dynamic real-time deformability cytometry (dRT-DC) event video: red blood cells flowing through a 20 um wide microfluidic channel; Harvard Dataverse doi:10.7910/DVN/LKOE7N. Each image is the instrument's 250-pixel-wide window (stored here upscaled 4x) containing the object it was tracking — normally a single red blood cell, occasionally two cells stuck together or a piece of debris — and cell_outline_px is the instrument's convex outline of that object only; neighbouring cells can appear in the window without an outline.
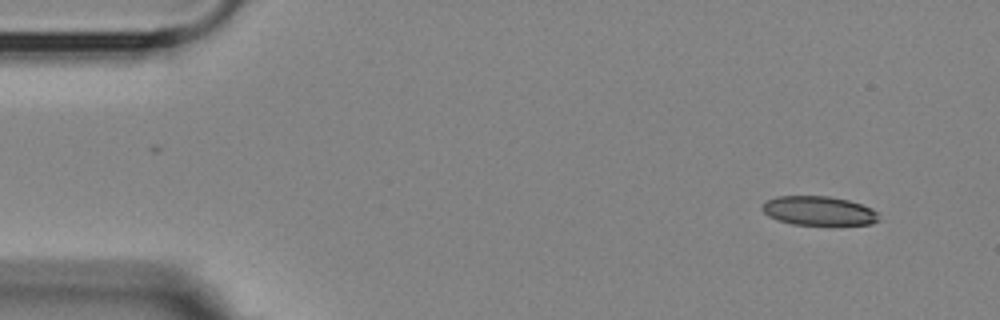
{"species": "Egyptian fruit bat (a non-hibernating species)", "species_latin": "Rousettus aegyptiacus", "temperature_condition": "room temperature", "stored_images_in_passage": 4, "camera_frame_rate_fps": 3000, "um_per_image_px": 0.085, "animal": {"sex": "female"}, "frame": {"image": 1, "passage_image": 1, "time_ms": 0.0, "image_size_px": [1000, 320], "cell_outline_px": [[880, 220], [872, 224], [832, 228], [792, 224], [776, 220], [768, 216], [760, 208], [764, 200], [776, 196], [828, 196], [848, 200], [872, 208], [876, 212]], "centroid_in_image_um": [69.6, 17.97], "position_along_channel_um": 15.4, "area_um2": 20.98}}
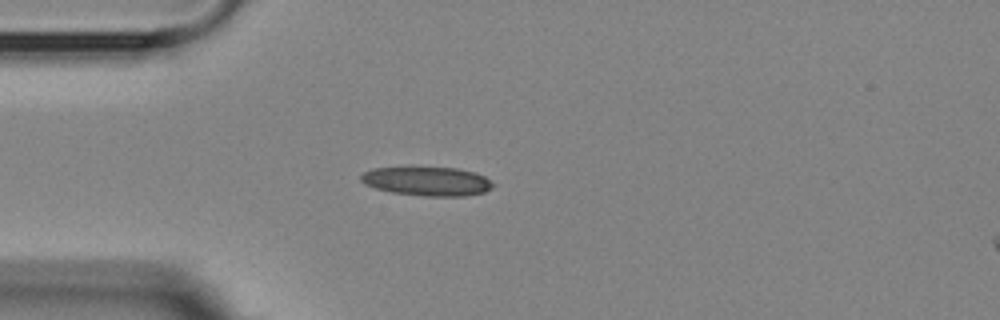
{"frame": {"image": 2, "passage_image": 4, "time_ms": 3.333, "image_size_px": [1000, 320], "cell_outline_px": [[496, 184], [492, 188], [484, 192], [464, 196], [424, 196], [392, 192], [376, 188], [364, 184], [360, 180], [360, 176], [364, 172], [372, 168], [456, 168], [476, 172], [484, 176]], "centroid_in_image_um": [36.34, 15.41], "position_along_channel_um": 48.7, "area_um2": 22.2}}